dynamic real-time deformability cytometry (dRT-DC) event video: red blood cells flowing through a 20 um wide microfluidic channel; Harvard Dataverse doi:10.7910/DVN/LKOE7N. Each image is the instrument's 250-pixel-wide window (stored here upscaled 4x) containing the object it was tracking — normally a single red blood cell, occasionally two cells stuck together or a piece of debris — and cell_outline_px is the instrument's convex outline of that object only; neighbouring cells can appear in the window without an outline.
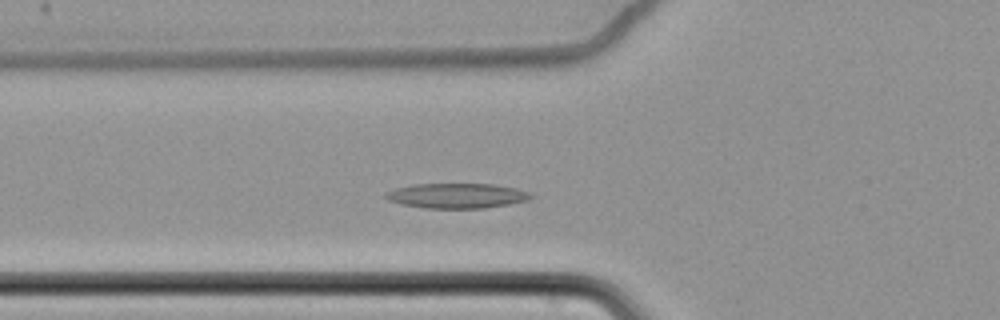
{"species": "common noctule bat (a hibernating species)", "species_latin": "Nyctalus noctula", "temperature_condition": "cold", "stored_images_in_passage": 54, "camera_frame_rate_fps": 3000, "um_per_image_px": 0.085, "animal": {"sex": "female", "body_mass_g": 22.7, "forearm_length_mm": 54.2}, "frame": {"image": 1, "passage_image": 16, "time_ms": 5.0, "image_size_px": [1000, 320], "cell_outline_px": [[536, 196], [528, 200], [508, 204], [484, 208], [428, 208], [400, 204], [388, 200], [384, 196], [388, 192], [396, 188], [412, 184], [492, 184], [516, 188], [528, 192]], "centroid_in_image_um": [38.85, 16.63], "position_along_channel_um": 87.0, "area_um2": 21.04}}
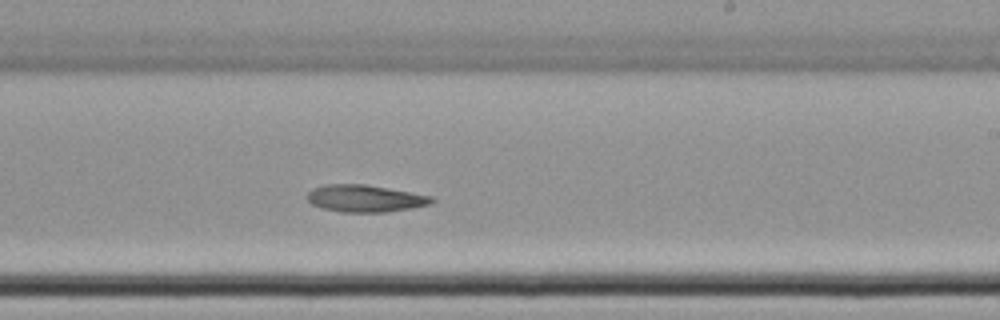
{"frame": {"image": 2, "passage_image": 31, "time_ms": 10.0, "image_size_px": [1000, 320], "cell_outline_px": [[436, 200], [432, 204], [412, 208], [388, 212], [340, 212], [320, 208], [312, 204], [304, 196], [312, 188], [324, 184], [364, 184], [432, 196]], "centroid_in_image_um": [31.0, 16.87], "position_along_channel_um": 258.0, "area_um2": 19.88}}
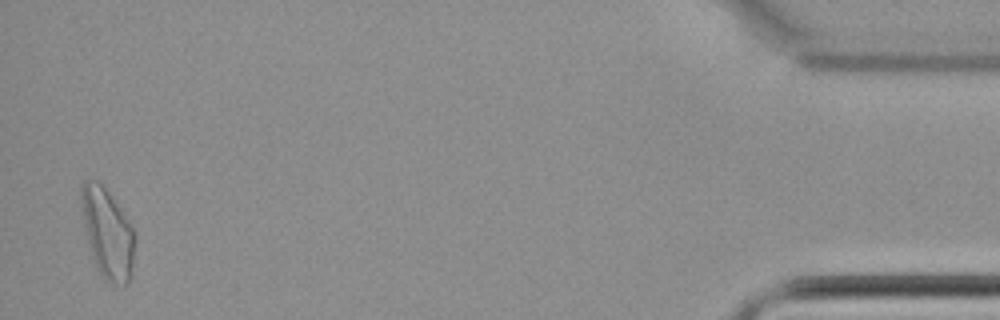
{"frame": {"image": 3, "passage_image": 53, "time_ms": 17.333, "image_size_px": [1000, 320], "cell_outline_px": [[136, 240], [132, 268], [128, 284], [112, 284], [100, 272], [92, 256], [84, 224], [80, 196], [80, 184], [84, 180], [96, 180], [108, 192], [120, 208], [128, 220], [136, 236]], "centroid_in_image_um": [9.15, 19.8], "position_along_channel_um": 426.1, "area_um2": 27.57}, "authors_computed_cell_mechanics": {"area_um2": 21.1837, "velocity_mm_per_s": 3.4316, "shape_relaxation_time_tau1_ms": 7.7277, "shape_relaxation_time_tau2_ms": null, "deformation_change_tau1": 0.1286, "deformation_change_tau2": null}}